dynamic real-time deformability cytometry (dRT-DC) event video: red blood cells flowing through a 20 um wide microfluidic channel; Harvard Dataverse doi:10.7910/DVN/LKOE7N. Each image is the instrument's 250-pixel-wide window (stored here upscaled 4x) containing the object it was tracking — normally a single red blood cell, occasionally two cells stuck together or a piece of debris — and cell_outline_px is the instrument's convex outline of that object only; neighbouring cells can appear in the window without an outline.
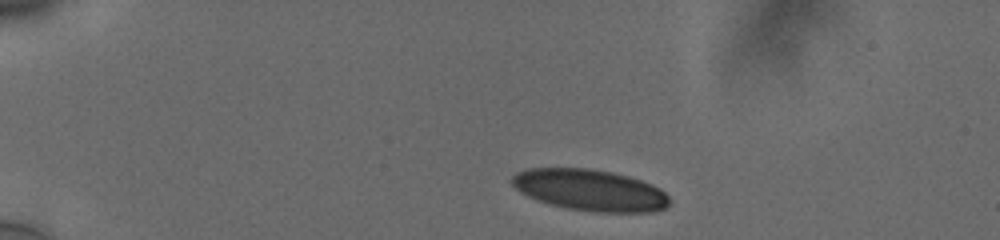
{"species": "human", "species_latin": "Homo sapiens", "temperature_condition": "cold", "stored_images_in_passage": 5, "camera_frame_rate_fps": 3000, "um_per_image_px": 0.085, "donor": {"sex": "male"}, "frame": {"image": 1, "passage_image": 1, "time_ms": 0.0, "image_size_px": [1000, 240], "cell_outline_px": [[668, 204], [664, 208], [656, 212], [592, 212], [568, 208], [552, 204], [528, 196], [520, 192], [512, 184], [512, 176], [516, 172], [528, 168], [588, 168], [612, 172], [628, 176], [652, 184], [660, 188], [668, 196]], "centroid_in_image_um": [50.16, 16.15], "position_along_channel_um": 34.8, "area_um2": 37.86}}
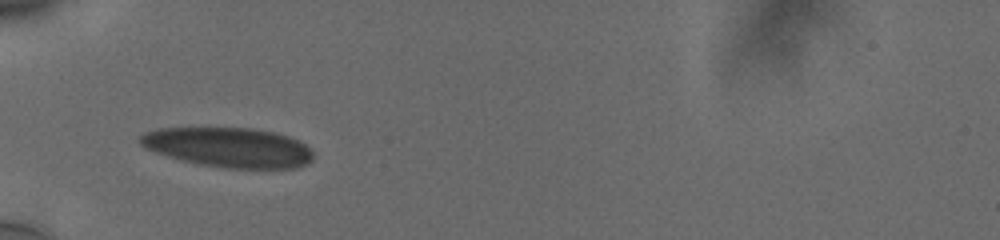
{"frame": {"image": 2, "passage_image": 4, "time_ms": 1.0, "image_size_px": [1000, 240], "cell_outline_px": [[312, 160], [296, 168], [224, 168], [200, 164], [168, 156], [144, 148], [140, 144], [140, 136], [144, 132], [160, 128], [252, 128], [276, 132], [300, 140], [312, 152]], "centroid_in_image_um": [19.43, 12.52], "position_along_channel_um": 65.6, "area_um2": 39.94}}